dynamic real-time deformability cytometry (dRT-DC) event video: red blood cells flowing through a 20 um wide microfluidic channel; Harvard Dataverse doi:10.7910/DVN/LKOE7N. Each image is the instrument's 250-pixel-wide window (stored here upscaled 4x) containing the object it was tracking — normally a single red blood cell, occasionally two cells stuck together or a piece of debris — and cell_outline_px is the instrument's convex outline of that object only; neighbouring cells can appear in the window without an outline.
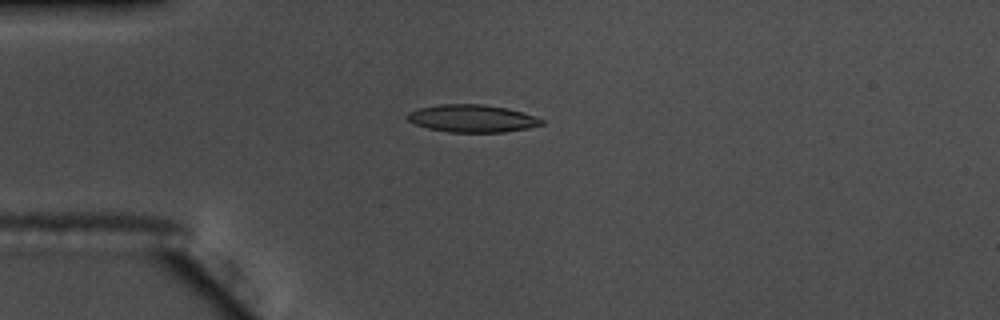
{"species": "common noctule bat (a hibernating species)", "species_latin": "Nyctalus noctula", "temperature_condition": "warm", "stored_images_in_passage": 42, "camera_frame_rate_fps": 3000, "um_per_image_px": 0.085, "animal": {"sex": "male", "body_mass_g": 17.5, "forearm_length_mm": 52.3}, "frame": {"image": 1, "passage_image": 1, "time_ms": 0.0, "image_size_px": [1000, 320], "cell_outline_px": [[544, 124], [528, 128], [504, 132], [448, 132], [428, 128], [416, 124], [408, 120], [404, 116], [408, 112], [420, 108], [440, 104], [484, 104], [508, 108], [544, 120]], "centroid_in_image_um": [40.11, 10.07], "position_along_channel_um": 44.9, "area_um2": 21.44}}
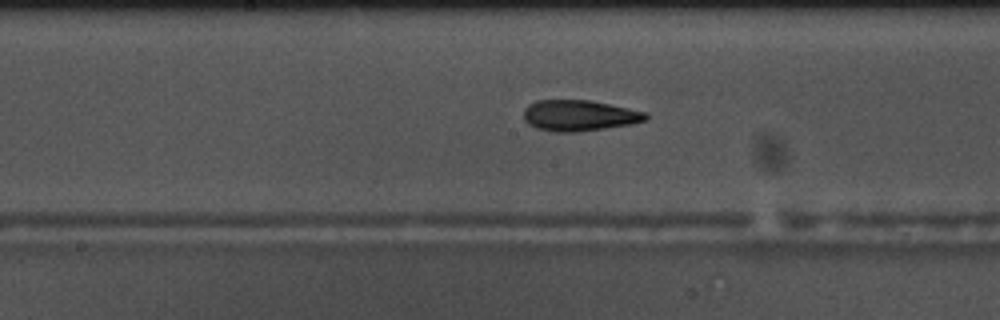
{"frame": {"image": 2, "passage_image": 15, "time_ms": 4.667, "image_size_px": [1000, 320], "cell_outline_px": [[648, 120], [632, 124], [576, 132], [552, 132], [536, 128], [528, 124], [524, 120], [524, 108], [528, 104], [536, 100], [588, 100], [648, 112]], "centroid_in_image_um": [49.22, 9.82], "position_along_channel_um": 199.0, "area_um2": 22.14}}
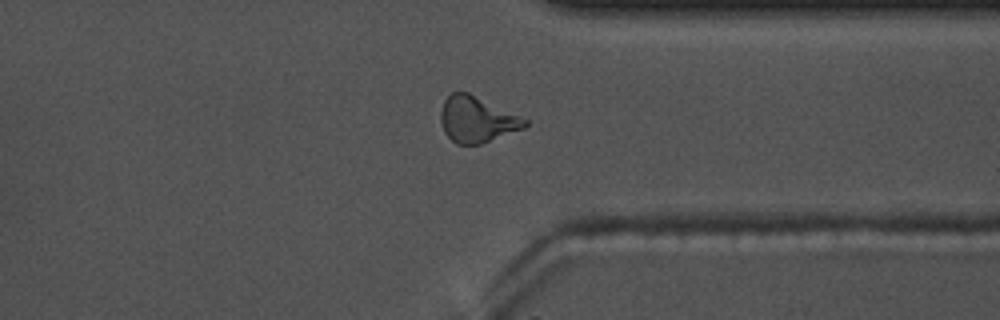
{"frame": {"image": 3, "passage_image": 29, "time_ms": 9.333, "image_size_px": [1000, 320], "cell_outline_px": [[528, 124], [524, 128], [480, 144], [456, 144], [444, 132], [440, 120], [440, 112], [444, 100], [452, 92], [468, 92], [520, 116], [528, 120]], "centroid_in_image_um": [40.51, 10.15], "position_along_channel_um": 370.9, "area_um2": 22.31}, "authors_computed_cell_mechanics": {"area_um2": 21.7906, "velocity_mm_per_s": 3.7166, "shape_relaxation_time_tau1_ms": 7.3073, "shape_relaxation_time_tau2_ms": 3.0081, "deformation_change_tau1": 0.2155, "deformation_change_tau2": 0.1191}}